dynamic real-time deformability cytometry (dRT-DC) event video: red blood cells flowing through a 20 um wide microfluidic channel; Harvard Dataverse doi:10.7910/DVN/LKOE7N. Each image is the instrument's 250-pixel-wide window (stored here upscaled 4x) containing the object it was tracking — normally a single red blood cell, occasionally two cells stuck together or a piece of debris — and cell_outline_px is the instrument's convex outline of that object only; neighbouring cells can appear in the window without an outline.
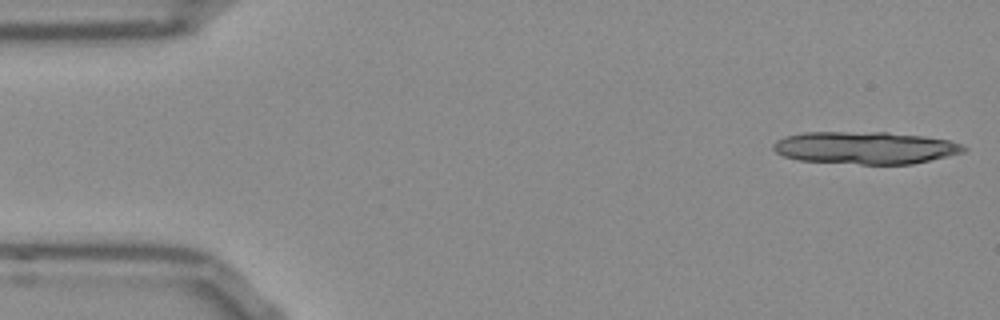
{"species": "Egyptian fruit bat (a non-hibernating species)", "species_latin": "Rousettus aegyptiacus", "temperature_condition": "room temperature", "stored_images_in_passage": 13, "camera_frame_rate_fps": 3000, "um_per_image_px": 0.085, "frame": {"image": 1, "passage_image": 1, "time_ms": 0.0, "image_size_px": [1000, 320], "cell_outline_px": [[968, 148], [964, 152], [948, 156], [912, 164], [860, 164], [800, 160], [784, 156], [776, 152], [772, 148], [772, 144], [776, 140], [784, 136], [804, 132], [888, 132], [924, 136], [948, 140], [960, 144]], "centroid_in_image_um": [73.53, 12.55], "position_along_channel_um": 11.5, "area_um2": 36.01}}